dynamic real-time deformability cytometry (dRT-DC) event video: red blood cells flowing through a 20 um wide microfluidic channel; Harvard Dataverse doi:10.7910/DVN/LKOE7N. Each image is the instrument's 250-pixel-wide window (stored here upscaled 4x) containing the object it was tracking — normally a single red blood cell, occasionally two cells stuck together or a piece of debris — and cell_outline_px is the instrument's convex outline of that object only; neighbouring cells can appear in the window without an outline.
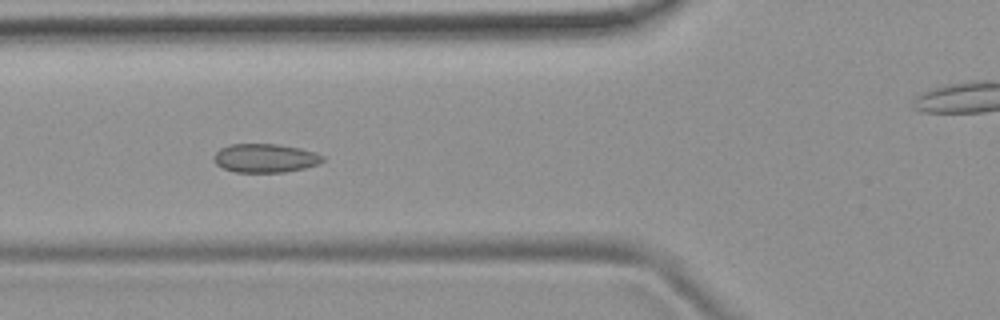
{"species": "common noctule bat (a hibernating species)", "species_latin": "Nyctalus noctula", "temperature_condition": "room temperature", "stored_images_in_passage": 8, "camera_frame_rate_fps": 3000, "um_per_image_px": 0.085, "animal": {"sex": "female", "body_mass_g": 19.9}, "frame": {"image": 1, "passage_image": 4, "time_ms": 1.0, "image_size_px": [1000, 320], "cell_outline_px": [[324, 160], [320, 164], [304, 168], [284, 172], [236, 172], [224, 168], [216, 164], [212, 160], [212, 156], [220, 148], [232, 144], [276, 144], [300, 148], [316, 152], [324, 156]], "centroid_in_image_um": [22.54, 13.44], "position_along_channel_um": 103.3, "area_um2": 18.32}}
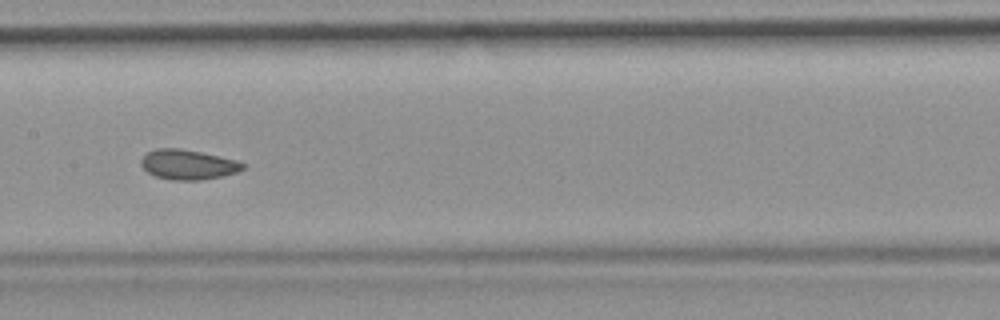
{"frame": {"image": 2, "passage_image": 6, "time_ms": 1.667, "image_size_px": [1000, 320], "cell_outline_px": [[244, 168], [236, 172], [224, 176], [200, 180], [172, 180], [156, 176], [148, 172], [140, 164], [140, 160], [148, 152], [156, 148], [180, 148], [200, 152], [236, 160], [244, 164]], "centroid_in_image_um": [15.96, 13.99], "position_along_channel_um": 191.4, "area_um2": 17.57}}
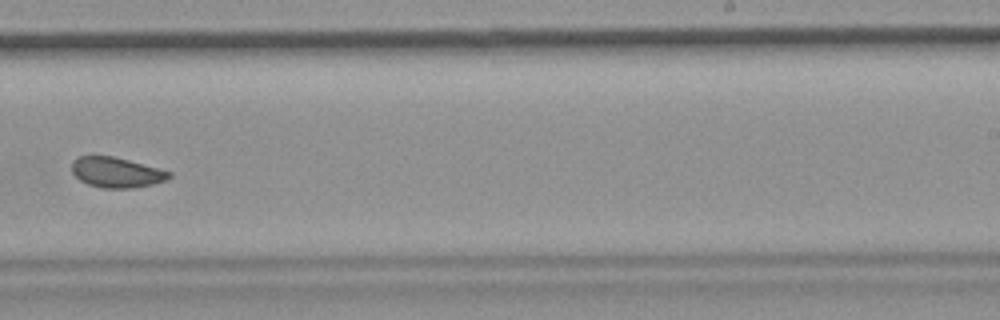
{"frame": {"image": 3, "passage_image": 8, "time_ms": 2.333, "image_size_px": [1000, 320], "cell_outline_px": [[172, 176], [164, 180], [152, 184], [132, 188], [100, 188], [88, 184], [80, 180], [72, 172], [72, 160], [76, 156], [112, 156], [128, 160], [172, 172]], "centroid_in_image_um": [9.86, 14.65], "position_along_channel_um": 279.1, "area_um2": 17.05}}